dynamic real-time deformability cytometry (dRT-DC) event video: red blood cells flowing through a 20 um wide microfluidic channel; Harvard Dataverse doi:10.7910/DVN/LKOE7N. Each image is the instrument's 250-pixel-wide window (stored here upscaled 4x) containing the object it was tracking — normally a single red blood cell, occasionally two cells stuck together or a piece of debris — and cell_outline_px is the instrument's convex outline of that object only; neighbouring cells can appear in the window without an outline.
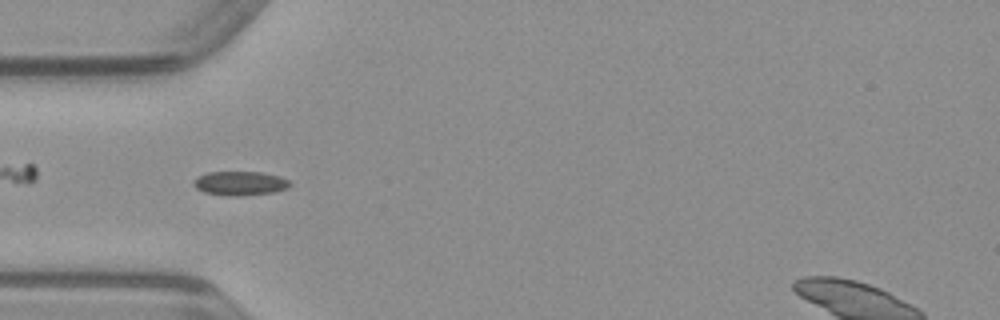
{"species": "common noctule bat (a hibernating species)", "species_latin": "Nyctalus noctula", "temperature_condition": "warm", "stored_images_in_passage": 36, "camera_frame_rate_fps": 3000, "um_per_image_px": 0.085, "animal": {"sex": "male", "body_mass_g": 23.1, "forearm_length_mm": 52.7}, "frame": {"image": 1, "passage_image": 4, "time_ms": 1.0, "image_size_px": [1000, 320], "cell_outline_px": [[292, 184], [288, 188], [272, 192], [236, 196], [232, 196], [204, 192], [196, 188], [192, 184], [192, 180], [196, 176], [208, 172], [264, 172], [280, 176], [288, 180]], "centroid_in_image_um": [20.38, 15.56], "position_along_channel_um": 64.6, "area_um2": 13.58}}
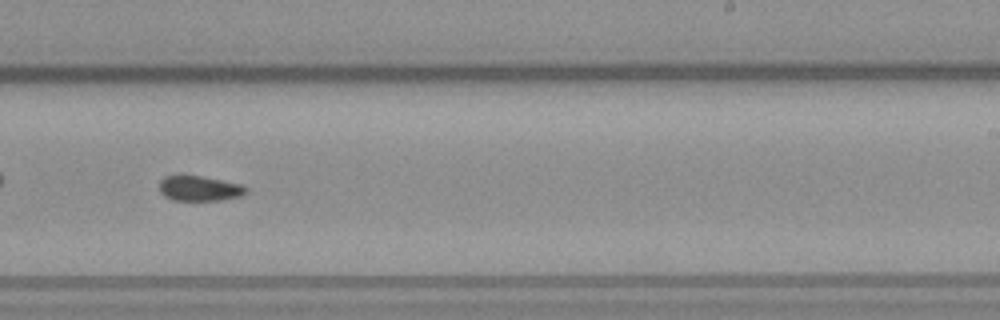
{"frame": {"image": 2, "passage_image": 19, "time_ms": 6.0, "image_size_px": [1000, 320], "cell_outline_px": [[248, 192], [240, 196], [220, 200], [172, 200], [164, 196], [160, 192], [160, 180], [164, 176], [200, 176], [240, 184], [248, 188]], "centroid_in_image_um": [16.95, 16.02], "position_along_channel_um": 272.1, "area_um2": 12.54}}
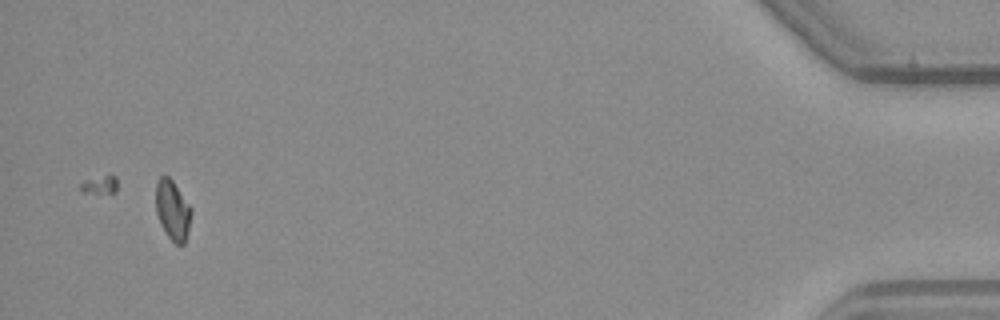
{"frame": {"image": 3, "passage_image": 36, "time_ms": 11.667, "image_size_px": [1000, 320], "cell_outline_px": [[192, 212], [188, 232], [184, 244], [176, 244], [168, 236], [160, 224], [156, 212], [156, 180], [160, 176], [168, 176], [172, 180], [192, 208]], "centroid_in_image_um": [14.67, 17.85], "position_along_channel_um": 420.5, "area_um2": 12.37}}